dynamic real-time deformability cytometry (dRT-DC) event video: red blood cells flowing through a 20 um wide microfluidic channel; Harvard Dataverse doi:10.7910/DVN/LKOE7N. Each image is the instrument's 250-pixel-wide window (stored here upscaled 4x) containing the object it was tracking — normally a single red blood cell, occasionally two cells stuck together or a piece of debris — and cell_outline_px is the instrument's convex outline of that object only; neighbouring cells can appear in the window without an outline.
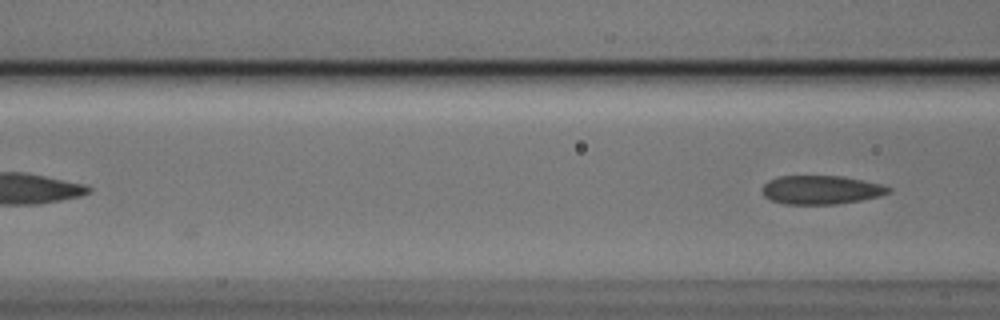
{"species": "Egyptian fruit bat (a non-hibernating species)", "species_latin": "Rousettus aegyptiacus", "temperature_condition": "cold", "stored_images_in_passage": 5, "camera_frame_rate_fps": 3000, "um_per_image_px": 0.085, "animal": {"sex": "male"}, "frame": {"image": 1, "passage_image": 5, "time_ms": 1.333, "image_size_px": [1000, 320], "cell_outline_px": [[892, 192], [880, 196], [860, 200], [836, 204], [784, 204], [772, 200], [764, 196], [764, 184], [768, 180], [780, 176], [844, 176], [880, 184], [892, 188]], "centroid_in_image_um": [69.82, 16.13], "position_along_channel_um": 96.8, "area_um2": 21.04}}